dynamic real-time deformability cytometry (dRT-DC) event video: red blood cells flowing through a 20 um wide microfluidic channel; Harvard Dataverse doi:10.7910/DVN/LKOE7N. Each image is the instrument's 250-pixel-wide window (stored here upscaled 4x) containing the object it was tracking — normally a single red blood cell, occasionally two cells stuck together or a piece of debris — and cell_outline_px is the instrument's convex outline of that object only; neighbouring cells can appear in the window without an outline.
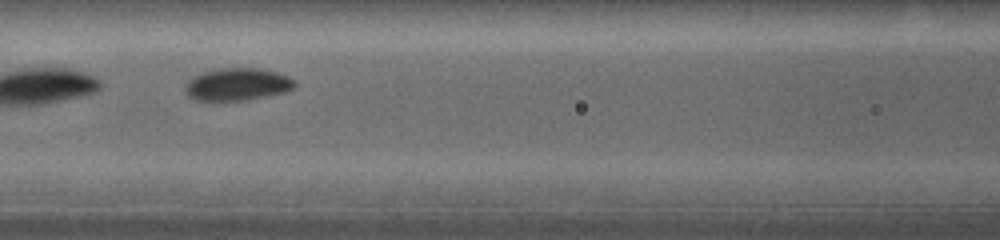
{"species": "common noctule bat (a hibernating species)", "species_latin": "Nyctalus noctula", "temperature_condition": "warm", "stored_images_in_passage": 22, "camera_frame_rate_fps": 5000, "um_per_image_px": 0.085, "animal": {"sex": "female", "body_mass_g": 19.0, "forearm_length_mm": 53.3}, "frame": {"image": 1, "passage_image": 10, "time_ms": 2.8, "image_size_px": [1000, 240], "cell_outline_px": [[296, 84], [292, 88], [284, 92], [268, 96], [248, 100], [192, 100], [184, 92], [184, 84], [192, 76], [204, 72], [220, 68], [256, 68], [288, 76], [296, 80]], "centroid_in_image_um": [20.12, 7.18], "position_along_channel_um": 146.5, "area_um2": 20.75}}